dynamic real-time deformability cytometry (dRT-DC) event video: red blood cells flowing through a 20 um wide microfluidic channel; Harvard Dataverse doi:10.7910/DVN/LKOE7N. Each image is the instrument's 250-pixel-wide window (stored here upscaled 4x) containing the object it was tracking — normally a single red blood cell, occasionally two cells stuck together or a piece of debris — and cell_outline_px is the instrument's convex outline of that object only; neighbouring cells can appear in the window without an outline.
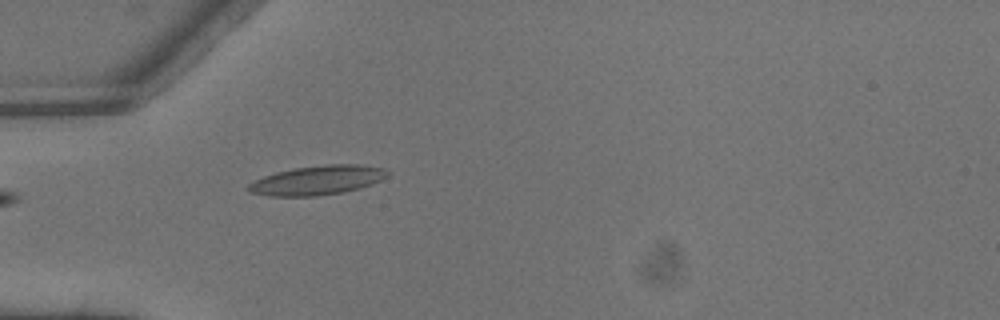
{"species": "common noctule bat (a hibernating species)", "species_latin": "Nyctalus noctula", "temperature_condition": "warm", "stored_images_in_passage": 1, "camera_frame_rate_fps": 3000, "um_per_image_px": 0.085, "animal": {"sex": "male", "body_mass_g": 13.3}, "frame": {"image": 1, "passage_image": 1, "time_ms": 0.0, "image_size_px": [1000, 320], "cell_outline_px": [[392, 172], [388, 176], [372, 184], [360, 188], [344, 192], [316, 196], [268, 196], [248, 192], [244, 188], [248, 184], [264, 176], [276, 172], [296, 168], [324, 164], [360, 164], [384, 168]], "centroid_in_image_um": [26.99, 15.32], "position_along_channel_um": 58.0, "area_um2": 23.99}}